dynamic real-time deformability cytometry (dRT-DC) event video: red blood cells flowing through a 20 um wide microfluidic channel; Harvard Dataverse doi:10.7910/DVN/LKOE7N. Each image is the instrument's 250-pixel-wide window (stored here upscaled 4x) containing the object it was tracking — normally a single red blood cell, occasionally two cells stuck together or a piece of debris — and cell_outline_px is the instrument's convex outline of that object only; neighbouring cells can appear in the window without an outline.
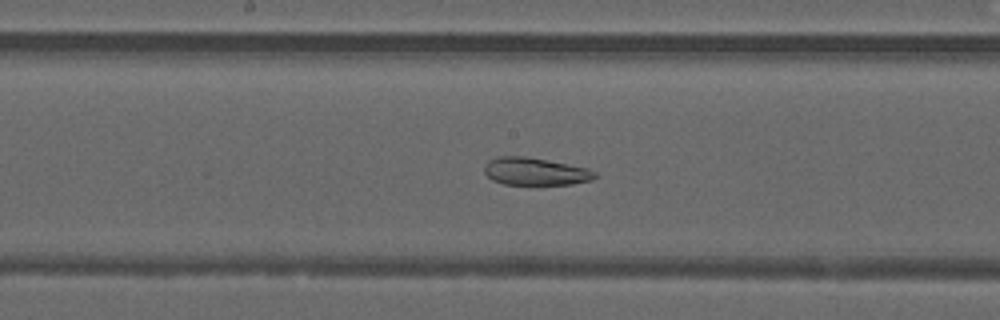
{"species": "common noctule bat (a hibernating species)", "species_latin": "Nyctalus noctula", "temperature_condition": "warm", "stored_images_in_passage": 49, "camera_frame_rate_fps": 3000, "um_per_image_px": 0.085, "animal": {"sex": "male", "forearm_length_mm": 52.5}, "frame": {"image": 1, "passage_image": 26, "time_ms": 8.333, "image_size_px": [1000, 320], "cell_outline_px": [[600, 176], [592, 180], [572, 184], [504, 184], [492, 180], [484, 172], [484, 164], [488, 160], [496, 156], [524, 156], [568, 164], [588, 168], [596, 172]], "centroid_in_image_um": [45.5, 14.57], "position_along_channel_um": 202.7, "area_um2": 17.86}}
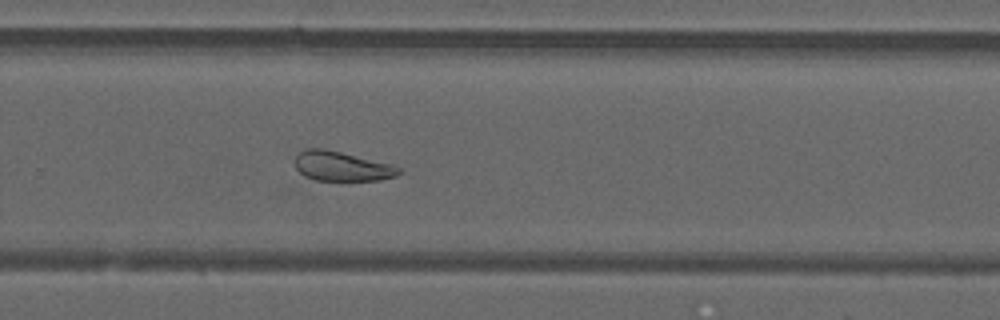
{"frame": {"image": 2, "passage_image": 33, "time_ms": 10.667, "image_size_px": [1000, 320], "cell_outline_px": [[400, 172], [396, 176], [380, 180], [316, 180], [304, 176], [296, 168], [296, 156], [304, 148], [324, 148], [392, 164], [400, 168]], "centroid_in_image_um": [29.05, 14.12], "position_along_channel_um": 300.8, "area_um2": 17.8}}
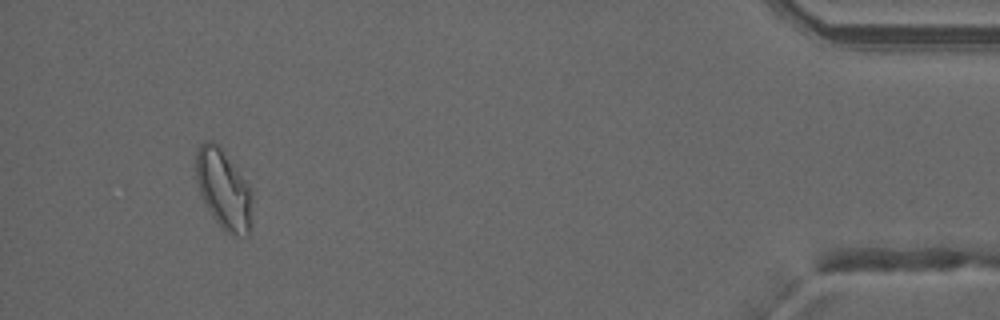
{"frame": {"image": 3, "passage_image": 46, "time_ms": 15.0, "image_size_px": [1000, 320], "cell_outline_px": [[252, 200], [248, 236], [236, 236], [224, 232], [212, 216], [200, 192], [196, 180], [196, 152], [200, 144], [204, 140], [212, 140], [220, 144], [252, 188]], "centroid_in_image_um": [19.01, 16.05], "position_along_channel_um": 416.2, "area_um2": 26.47}, "authors_computed_cell_mechanics": {"area_um2": 24.9118, "velocity_mm_per_s": 4.2289, "shape_relaxation_time_tau1_ms": null, "shape_relaxation_time_tau2_ms": 3.3095, "deformation_change_tau1": null, "deformation_change_tau2": 0.1015}}